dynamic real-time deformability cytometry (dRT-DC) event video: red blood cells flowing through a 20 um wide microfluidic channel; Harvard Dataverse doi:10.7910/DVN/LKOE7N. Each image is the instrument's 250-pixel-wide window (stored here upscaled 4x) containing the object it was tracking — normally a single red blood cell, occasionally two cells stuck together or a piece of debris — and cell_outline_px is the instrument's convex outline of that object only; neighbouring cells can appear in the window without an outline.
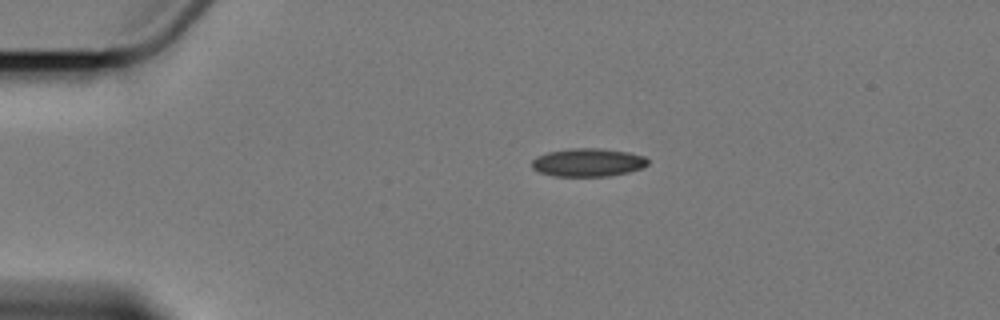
{"species": "Egyptian fruit bat (a non-hibernating species)", "species_latin": "Rousettus aegyptiacus", "temperature_condition": "cold", "stored_images_in_passage": 8, "camera_frame_rate_fps": 3000, "um_per_image_px": 0.085, "animal": {"sex": "female"}, "frame": {"image": 1, "passage_image": 1, "time_ms": 0.0, "image_size_px": [1000, 320], "cell_outline_px": [[648, 164], [640, 168], [628, 172], [612, 176], [552, 176], [540, 172], [532, 168], [532, 160], [536, 156], [548, 152], [572, 148], [600, 148], [628, 152], [644, 156], [648, 160]], "centroid_in_image_um": [49.96, 13.81], "position_along_channel_um": 35.0, "area_um2": 19.07}}
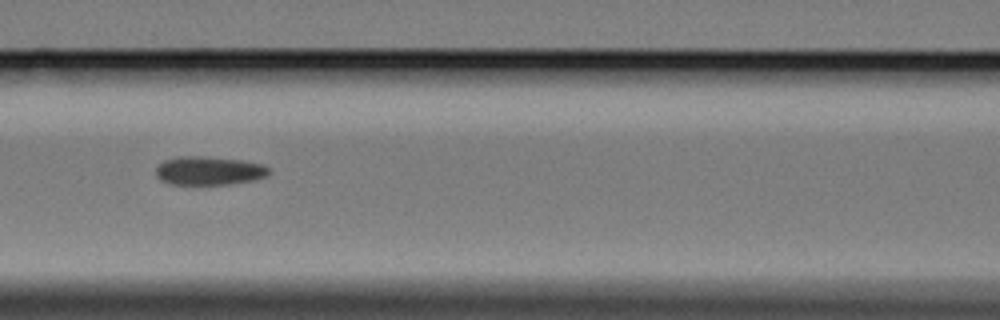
{"frame": {"image": 2, "passage_image": 5, "time_ms": 4.667, "image_size_px": [1000, 320], "cell_outline_px": [[272, 172], [268, 176], [256, 180], [228, 184], [172, 184], [160, 180], [156, 176], [156, 168], [164, 160], [176, 156], [204, 156], [240, 160], [260, 164], [268, 168]], "centroid_in_image_um": [17.77, 14.51], "position_along_channel_um": 148.8, "area_um2": 18.9}}
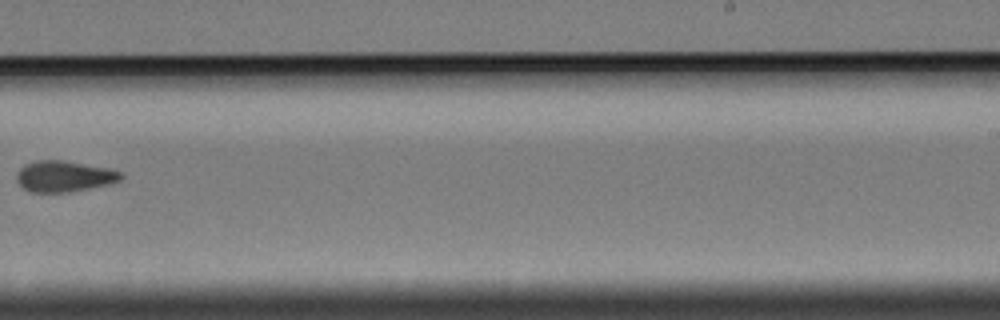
{"frame": {"image": 3, "passage_image": 8, "time_ms": 8.667, "image_size_px": [1000, 320], "cell_outline_px": [[124, 176], [120, 180], [108, 184], [68, 192], [32, 192], [24, 188], [16, 180], [16, 176], [20, 168], [28, 164], [40, 160], [64, 160], [108, 168], [120, 172]], "centroid_in_image_um": [5.45, 14.98], "position_along_channel_um": 283.5, "area_um2": 18.55}}